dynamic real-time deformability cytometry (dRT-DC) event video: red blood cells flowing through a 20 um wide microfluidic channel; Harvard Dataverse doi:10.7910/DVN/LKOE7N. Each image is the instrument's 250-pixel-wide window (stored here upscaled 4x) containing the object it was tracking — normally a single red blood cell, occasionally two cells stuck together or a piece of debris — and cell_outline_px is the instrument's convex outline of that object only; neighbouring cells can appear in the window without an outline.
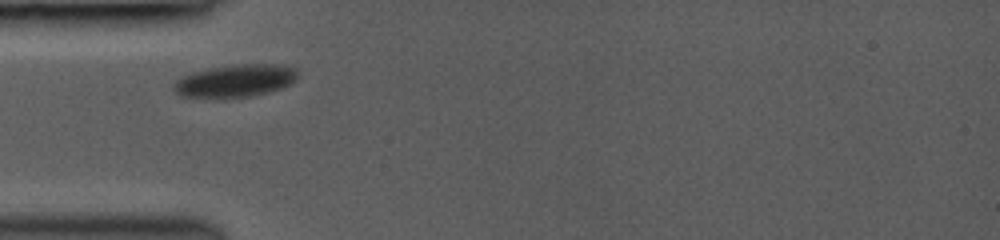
{"species": "common noctule bat (a hibernating species)", "species_latin": "Nyctalus noctula", "temperature_condition": "room temperature", "stored_images_in_passage": 5, "camera_frame_rate_fps": 3000, "um_per_image_px": 0.085, "animal": {"sex": "female", "body_mass_g": 19.0, "forearm_length_mm": 53.3}, "frame": {"image": 1, "passage_image": 1, "time_ms": 0.0, "image_size_px": [1000, 240], "cell_outline_px": [[296, 80], [280, 88], [268, 92], [252, 96], [224, 100], [212, 100], [180, 96], [172, 88], [176, 80], [192, 72], [208, 68], [232, 64], [284, 64], [292, 68], [296, 72]], "centroid_in_image_um": [19.92, 6.9], "position_along_channel_um": 65.1, "area_um2": 24.22}}
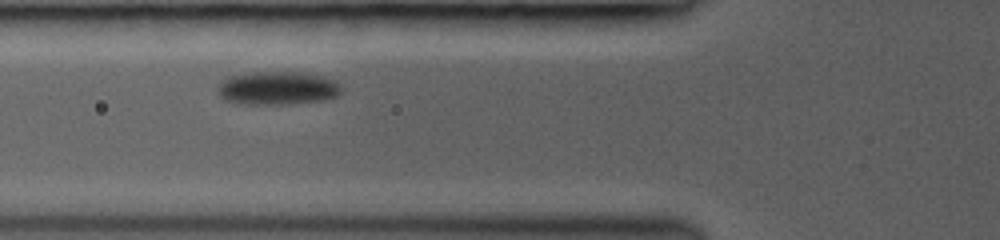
{"frame": {"image": 2, "passage_image": 3, "time_ms": 1.0, "image_size_px": [1000, 240], "cell_outline_px": [[344, 88], [336, 96], [324, 100], [288, 104], [236, 104], [224, 100], [220, 96], [220, 80], [228, 76], [252, 72], [300, 72], [324, 76], [336, 80]], "centroid_in_image_um": [23.61, 7.49], "position_along_channel_um": 102.2, "area_um2": 24.33}}
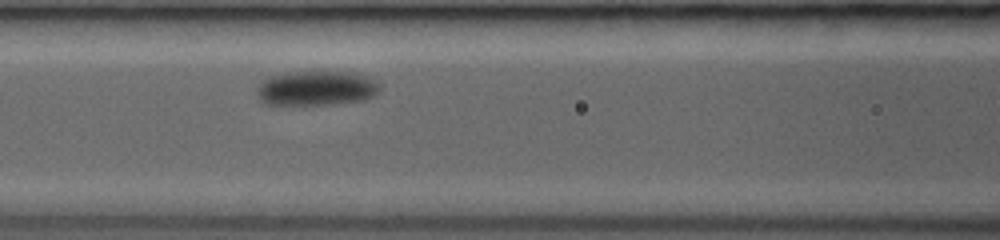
{"frame": {"image": 3, "passage_image": 5, "time_ms": 2.0, "image_size_px": [1000, 240], "cell_outline_px": [[380, 88], [372, 96], [364, 100], [332, 104], [292, 108], [264, 104], [256, 96], [260, 84], [264, 80], [272, 76], [284, 72], [352, 72], [368, 76], [376, 80], [380, 84]], "centroid_in_image_um": [26.84, 7.55], "position_along_channel_um": 139.8, "area_um2": 25.72}}